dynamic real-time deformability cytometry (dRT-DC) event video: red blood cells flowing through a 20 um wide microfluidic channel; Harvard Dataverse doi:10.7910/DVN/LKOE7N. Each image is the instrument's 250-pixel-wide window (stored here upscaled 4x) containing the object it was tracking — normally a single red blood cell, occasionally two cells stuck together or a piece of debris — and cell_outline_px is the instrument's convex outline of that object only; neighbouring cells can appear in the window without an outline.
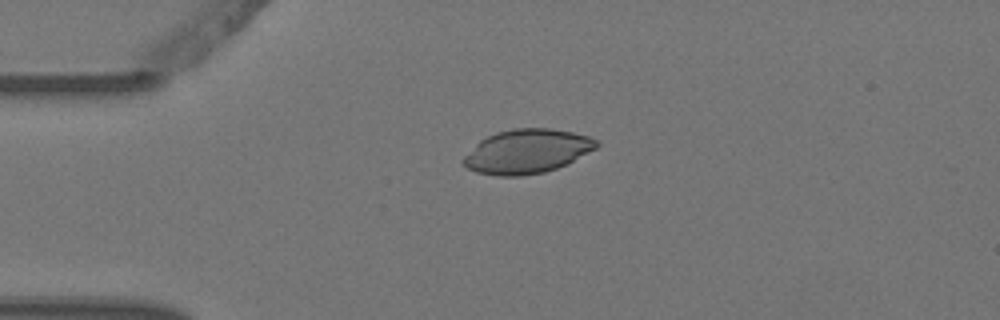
{"species": "Egyptian fruit bat (a non-hibernating species)", "species_latin": "Rousettus aegyptiacus", "temperature_condition": "warm", "stored_images_in_passage": 2, "camera_frame_rate_fps": 3000, "um_per_image_px": 0.085, "animal": {"sex": "female"}, "frame": {"image": 1, "passage_image": 1, "time_ms": 0.0, "image_size_px": [1000, 320], "cell_outline_px": [[600, 144], [596, 148], [568, 164], [544, 172], [520, 176], [496, 176], [476, 172], [468, 168], [460, 160], [480, 140], [496, 132], [512, 128], [552, 128], [572, 132], [588, 136], [600, 140]], "centroid_in_image_um": [44.81, 12.86], "position_along_channel_um": 40.2, "area_um2": 34.39}}